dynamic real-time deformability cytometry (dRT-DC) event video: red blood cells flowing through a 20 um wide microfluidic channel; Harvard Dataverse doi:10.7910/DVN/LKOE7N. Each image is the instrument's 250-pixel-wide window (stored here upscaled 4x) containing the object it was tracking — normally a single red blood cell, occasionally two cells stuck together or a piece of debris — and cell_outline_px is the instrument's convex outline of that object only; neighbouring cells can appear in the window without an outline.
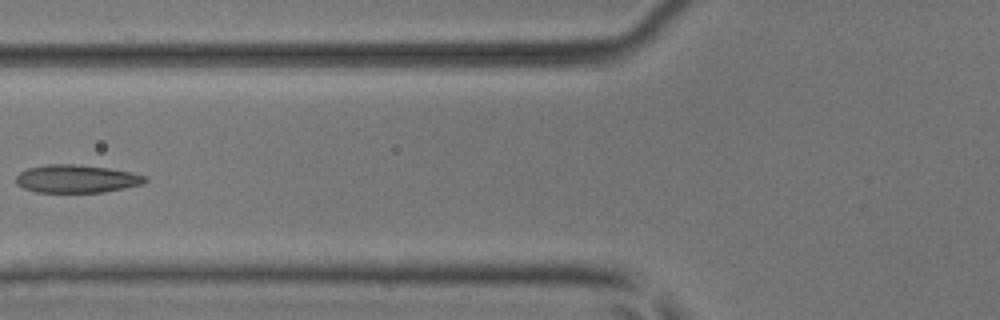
{"species": "common noctule bat (a hibernating species)", "species_latin": "Nyctalus noctula", "temperature_condition": "room temperature", "stored_images_in_passage": 6, "camera_frame_rate_fps": 3000, "um_per_image_px": 0.085, "animal": {"sex": "male", "body_mass_g": 17.9, "forearm_length_mm": 54.2}, "frame": {"image": 1, "passage_image": 5, "time_ms": 1.333, "image_size_px": [1000, 320], "cell_outline_px": [[148, 180], [140, 184], [124, 188], [104, 192], [36, 192], [24, 188], [16, 184], [16, 176], [20, 172], [28, 168], [48, 164], [72, 164], [108, 168], [148, 176]], "centroid_in_image_um": [6.48, 15.2], "position_along_channel_um": 119.3, "area_um2": 20.87}}
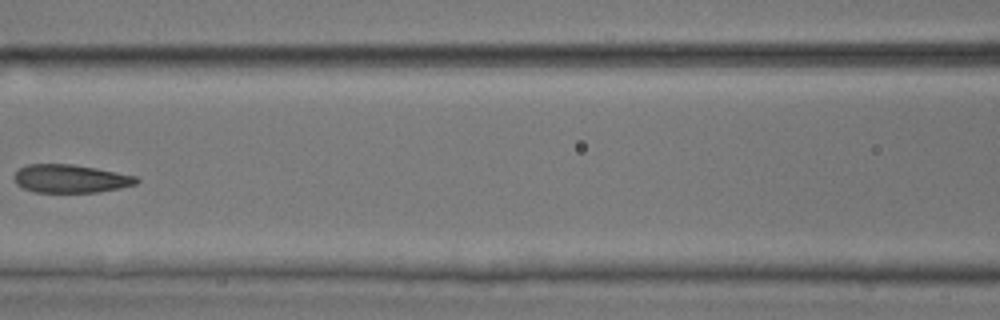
{"frame": {"image": 2, "passage_image": 6, "time_ms": 1.667, "image_size_px": [1000, 320], "cell_outline_px": [[140, 180], [136, 184], [120, 188], [96, 192], [36, 192], [24, 188], [16, 184], [12, 176], [20, 168], [28, 164], [72, 164], [96, 168], [136, 176]], "centroid_in_image_um": [5.98, 15.18], "position_along_channel_um": 160.6, "area_um2": 20.06}}